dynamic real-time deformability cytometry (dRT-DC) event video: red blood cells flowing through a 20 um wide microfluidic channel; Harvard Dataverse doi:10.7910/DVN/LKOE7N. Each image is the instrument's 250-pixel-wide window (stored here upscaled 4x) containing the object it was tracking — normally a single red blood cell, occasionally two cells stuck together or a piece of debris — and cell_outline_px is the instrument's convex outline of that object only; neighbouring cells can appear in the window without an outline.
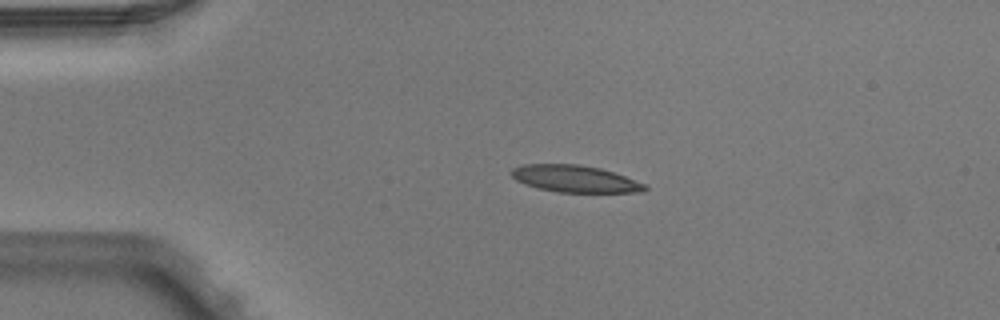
{"species": "Egyptian fruit bat (a non-hibernating species)", "species_latin": "Rousettus aegyptiacus", "temperature_condition": "warm", "stored_images_in_passage": 4, "camera_frame_rate_fps": 3000, "um_per_image_px": 0.085, "animal": {"sex": "male"}, "frame": {"image": 1, "passage_image": 3, "time_ms": 0.667, "image_size_px": [1000, 320], "cell_outline_px": [[648, 188], [644, 192], [556, 192], [536, 188], [524, 184], [516, 180], [508, 172], [512, 168], [524, 164], [576, 164], [600, 168], [624, 176], [644, 184]], "centroid_in_image_um": [48.8, 15.2], "position_along_channel_um": 36.2, "area_um2": 20.92}}